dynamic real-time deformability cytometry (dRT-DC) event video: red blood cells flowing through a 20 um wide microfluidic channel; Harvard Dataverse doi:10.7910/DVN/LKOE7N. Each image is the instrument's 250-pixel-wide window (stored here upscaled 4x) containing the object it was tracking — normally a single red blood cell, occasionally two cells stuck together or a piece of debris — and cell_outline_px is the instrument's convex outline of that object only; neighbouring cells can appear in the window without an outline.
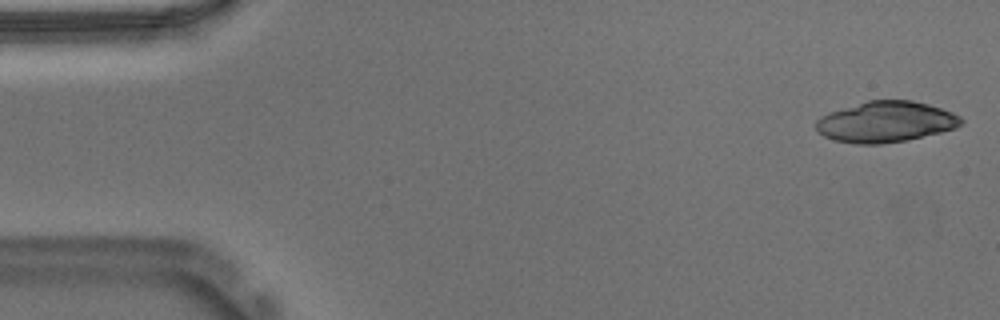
{"species": "Egyptian fruit bat (a non-hibernating species)", "species_latin": "Rousettus aegyptiacus", "temperature_condition": "warm", "stored_images_in_passage": 52, "camera_frame_rate_fps": 3000, "um_per_image_px": 0.085, "animal": {"sex": "male"}, "frame": {"image": 1, "passage_image": 1, "time_ms": 0.0, "image_size_px": [1000, 320], "cell_outline_px": [[964, 120], [956, 128], [908, 140], [880, 144], [856, 144], [836, 140], [824, 136], [816, 128], [816, 120], [820, 116], [828, 112], [868, 100], [912, 100], [928, 104], [952, 112], [960, 116]], "centroid_in_image_um": [75.28, 10.35], "position_along_channel_um": 9.7, "area_um2": 34.51}}